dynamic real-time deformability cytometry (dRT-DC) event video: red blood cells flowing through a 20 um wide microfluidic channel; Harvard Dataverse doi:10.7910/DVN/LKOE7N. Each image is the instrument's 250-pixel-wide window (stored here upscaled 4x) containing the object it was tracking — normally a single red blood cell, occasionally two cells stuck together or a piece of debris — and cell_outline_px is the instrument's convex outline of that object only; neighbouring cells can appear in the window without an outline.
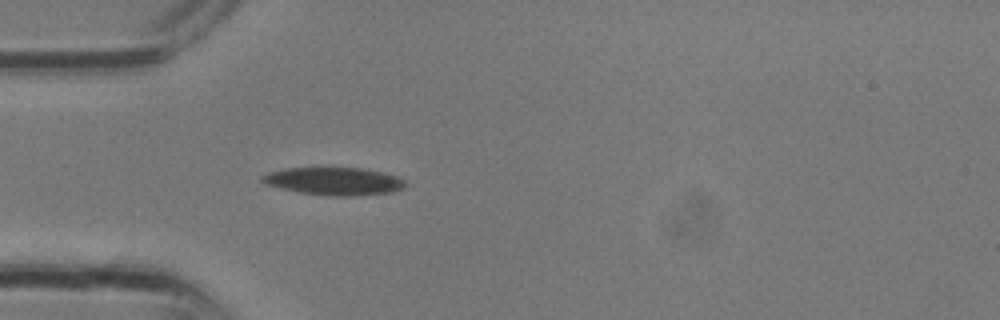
{"species": "common noctule bat (a hibernating species)", "species_latin": "Nyctalus noctula", "temperature_condition": "room temperature", "stored_images_in_passage": 12, "camera_frame_rate_fps": 3000, "um_per_image_px": 0.085, "animal": {"sex": "male", "body_mass_g": 13.3}, "frame": {"image": 1, "passage_image": 4, "time_ms": 1.0, "image_size_px": [1000, 320], "cell_outline_px": [[404, 188], [392, 192], [352, 196], [332, 196], [296, 192], [264, 184], [260, 180], [260, 176], [268, 172], [288, 168], [360, 168], [380, 172], [396, 176], [404, 180]], "centroid_in_image_um": [28.33, 15.41], "position_along_channel_um": 56.7, "area_um2": 23.06}}
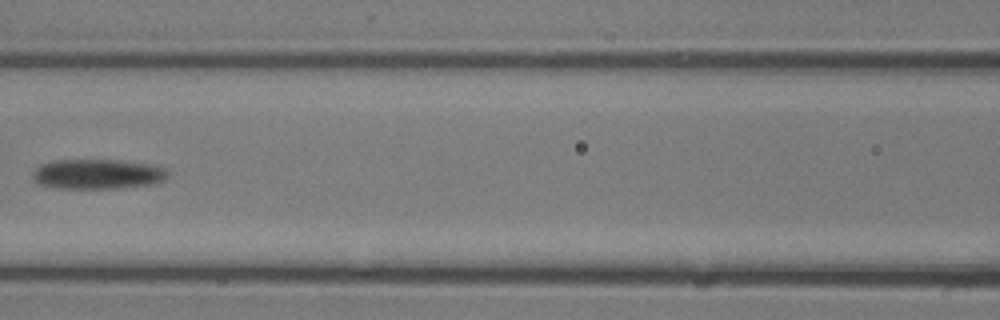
{"frame": {"image": 2, "passage_image": 9, "time_ms": 2.667, "image_size_px": [1000, 320], "cell_outline_px": [[168, 176], [164, 180], [152, 184], [112, 188], [64, 188], [40, 184], [32, 180], [32, 172], [40, 164], [56, 160], [120, 160], [148, 164], [164, 168], [168, 172]], "centroid_in_image_um": [8.27, 14.79], "position_along_channel_um": 158.3, "area_um2": 23.35}}
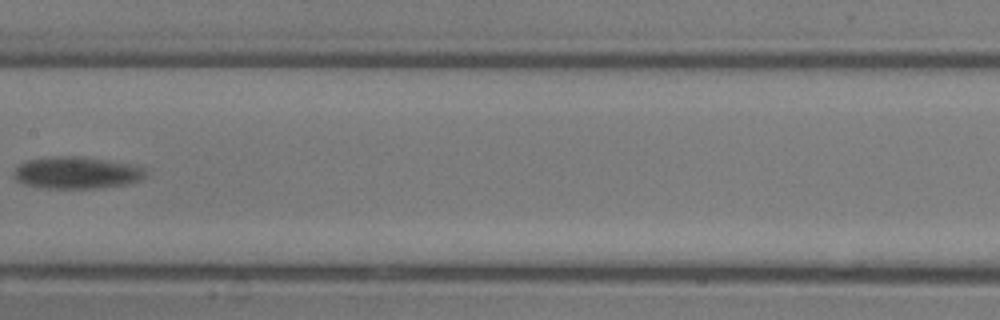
{"frame": {"image": 3, "passage_image": 11, "time_ms": 3.333, "image_size_px": [1000, 320], "cell_outline_px": [[144, 176], [140, 180], [124, 184], [96, 188], [48, 188], [24, 184], [16, 180], [12, 176], [16, 168], [20, 164], [28, 160], [60, 156], [72, 156], [100, 160], [124, 164], [140, 168], [144, 172]], "centroid_in_image_um": [6.4, 14.7], "position_along_channel_um": 201.0, "area_um2": 23.58}}